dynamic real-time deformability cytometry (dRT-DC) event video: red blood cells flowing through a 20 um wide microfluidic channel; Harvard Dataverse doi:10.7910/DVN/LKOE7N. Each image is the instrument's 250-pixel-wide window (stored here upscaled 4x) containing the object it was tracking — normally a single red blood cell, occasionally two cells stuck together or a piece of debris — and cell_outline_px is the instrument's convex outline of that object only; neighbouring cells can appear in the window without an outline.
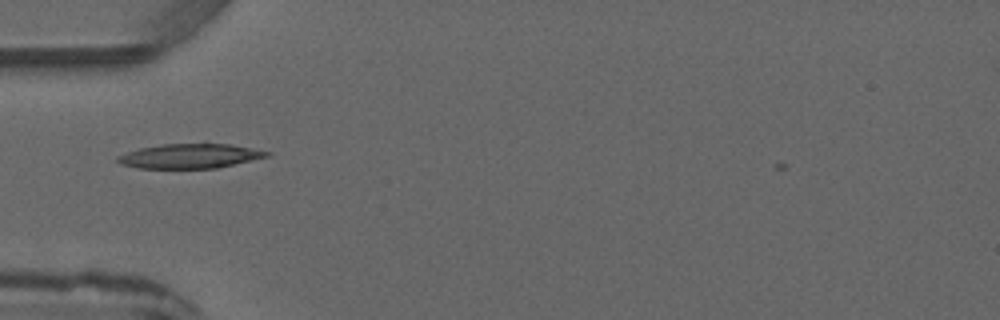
{"species": "common noctule bat (a hibernating species)", "species_latin": "Nyctalus noctula", "temperature_condition": "warm", "stored_images_in_passage": 3, "camera_frame_rate_fps": 3000, "um_per_image_px": 0.085, "animal": {"sex": "male", "forearm_length_mm": 52.5}, "frame": {"image": 1, "passage_image": 3, "time_ms": 2.333, "image_size_px": [1000, 320], "cell_outline_px": [[272, 152], [268, 156], [216, 168], [136, 168], [120, 164], [116, 160], [116, 156], [140, 148], [160, 144], [232, 144]], "centroid_in_image_um": [16.1, 13.26], "position_along_channel_um": 68.9, "area_um2": 21.15}}